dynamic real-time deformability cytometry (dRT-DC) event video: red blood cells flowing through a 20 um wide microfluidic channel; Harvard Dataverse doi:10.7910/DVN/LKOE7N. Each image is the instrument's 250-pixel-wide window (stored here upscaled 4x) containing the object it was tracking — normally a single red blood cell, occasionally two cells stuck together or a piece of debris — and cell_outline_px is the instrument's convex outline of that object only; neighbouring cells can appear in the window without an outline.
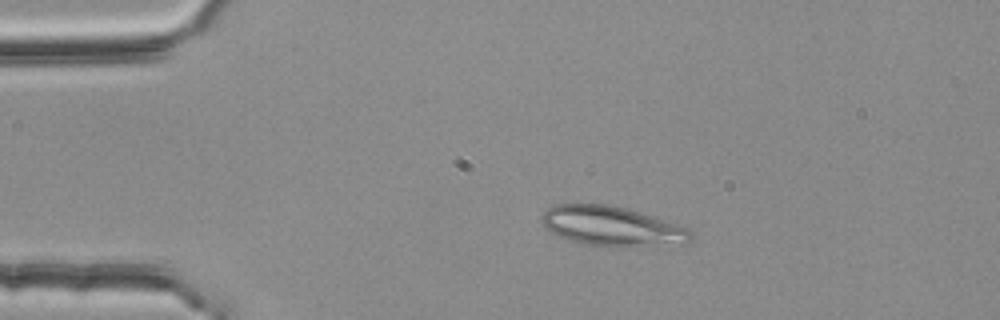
{"species": "common noctule bat (a hibernating species)", "species_latin": "Nyctalus noctula", "temperature_condition": "room temperature", "stored_images_in_passage": 45, "camera_frame_rate_fps": 3000, "um_per_image_px": 0.085, "animal": {"sex": "female", "body_mass_g": 25.1}, "frame": {"image": 1, "passage_image": 4, "time_ms": 1.0, "image_size_px": [1000, 320], "cell_outline_px": [[692, 236], [684, 244], [636, 248], [624, 248], [592, 244], [572, 240], [560, 236], [552, 232], [540, 220], [544, 212], [548, 208], [556, 204], [608, 204], [624, 208], [688, 228], [692, 232]], "centroid_in_image_um": [52.05, 19.25], "position_along_channel_um": 33.0, "area_um2": 34.16}}
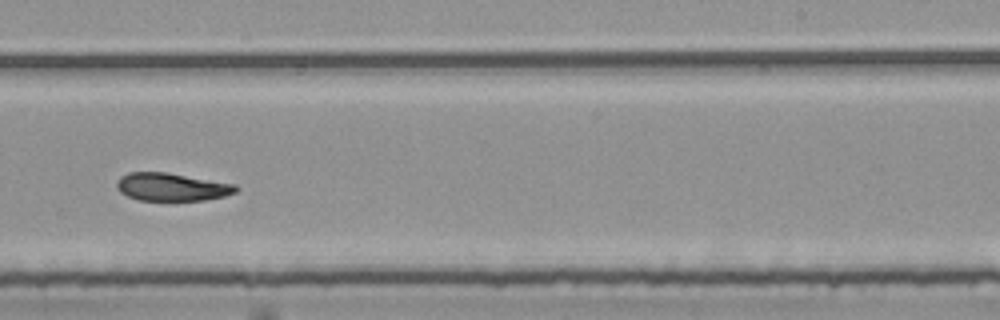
{"frame": {"image": 2, "passage_image": 27, "time_ms": 8.667, "image_size_px": [1000, 320], "cell_outline_px": [[240, 188], [236, 192], [224, 196], [204, 200], [140, 200], [128, 196], [120, 192], [116, 184], [120, 176], [128, 172], [168, 172], [236, 184]], "centroid_in_image_um": [14.62, 15.88], "position_along_channel_um": 274.4, "area_um2": 19.42}}
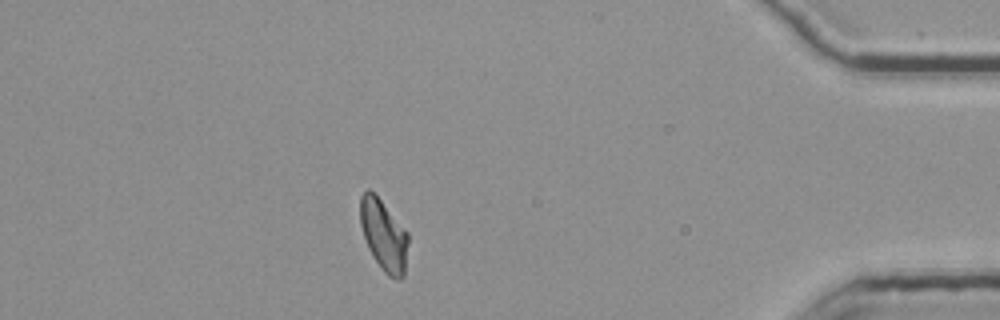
{"frame": {"image": 3, "passage_image": 41, "time_ms": 13.333, "image_size_px": [1000, 320], "cell_outline_px": [[408, 244], [404, 276], [400, 280], [396, 280], [388, 276], [380, 268], [372, 256], [368, 248], [360, 224], [360, 196], [368, 188], [380, 200], [408, 232]], "centroid_in_image_um": [32.62, 20.04], "position_along_channel_um": 402.6, "area_um2": 19.88}}